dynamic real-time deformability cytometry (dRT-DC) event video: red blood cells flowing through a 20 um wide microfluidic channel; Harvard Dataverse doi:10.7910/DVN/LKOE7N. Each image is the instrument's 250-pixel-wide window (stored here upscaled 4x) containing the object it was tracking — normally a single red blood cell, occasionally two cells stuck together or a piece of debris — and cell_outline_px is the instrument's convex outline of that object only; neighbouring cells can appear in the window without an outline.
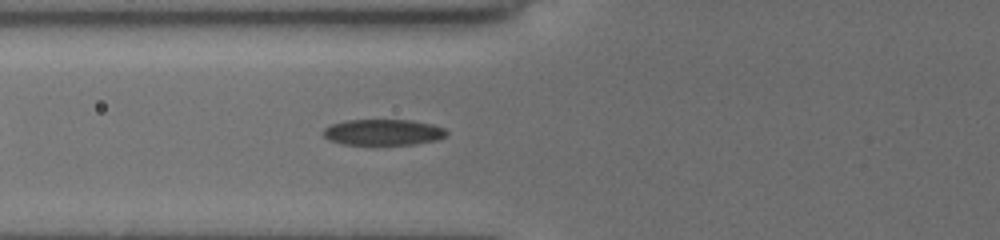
{"species": "common noctule bat (a hibernating species)", "species_latin": "Nyctalus noctula", "temperature_condition": "cold", "stored_images_in_passage": 39, "camera_frame_rate_fps": 3000, "um_per_image_px": 0.085, "animal": {"sex": "female", "body_mass_g": 19.5, "forearm_length_mm": 54.1}, "frame": {"image": 1, "passage_image": 7, "time_ms": 2.0, "image_size_px": [1000, 240], "cell_outline_px": [[448, 132], [444, 136], [436, 140], [416, 144], [376, 148], [372, 148], [344, 144], [328, 140], [320, 132], [324, 128], [332, 124], [348, 120], [412, 120], [432, 124], [444, 128]], "centroid_in_image_um": [32.52, 11.3], "position_along_channel_um": 93.3, "area_um2": 19.71}}
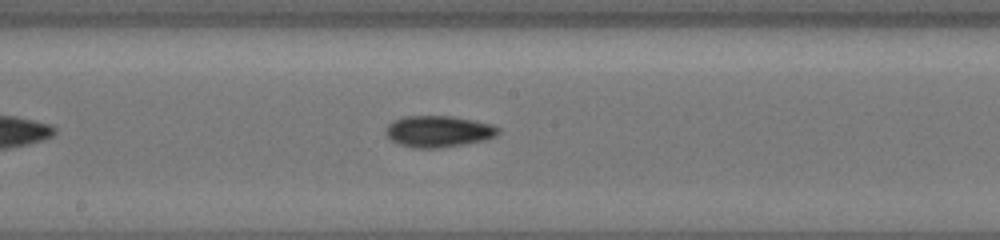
{"frame": {"image": 2, "passage_image": 16, "time_ms": 5.0, "image_size_px": [1000, 240], "cell_outline_px": [[500, 132], [496, 136], [484, 140], [436, 148], [412, 148], [400, 144], [392, 140], [384, 132], [388, 124], [392, 120], [404, 116], [452, 116], [492, 124], [500, 128]], "centroid_in_image_um": [37.25, 11.16], "position_along_channel_um": 211.0, "area_um2": 20.52}}
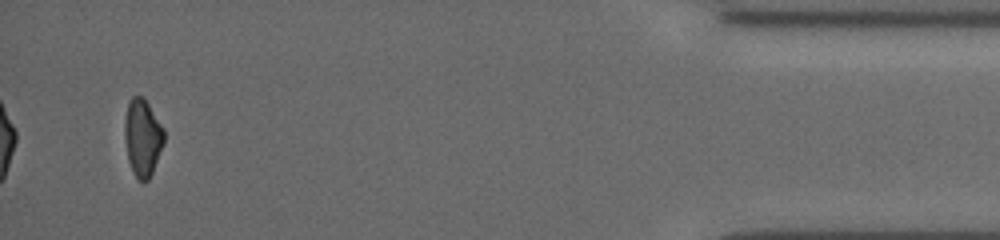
{"frame": {"image": 3, "passage_image": 37, "time_ms": 12.0, "image_size_px": [1000, 240], "cell_outline_px": [[164, 144], [152, 172], [148, 180], [140, 180], [132, 172], [128, 160], [124, 140], [124, 120], [128, 104], [132, 96], [144, 96], [164, 128]], "centroid_in_image_um": [12.11, 11.66], "position_along_channel_um": 423.1, "area_um2": 17.86}, "authors_computed_cell_mechanics": {"area_um2": 19.1896, "velocity_mm_per_s": 3.91, "shape_relaxation_time_tau1_ms": 2.8483, "shape_relaxation_time_tau2_ms": null, "deformation_change_tau1": 0.0977, "deformation_change_tau2": null}}